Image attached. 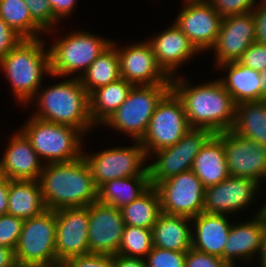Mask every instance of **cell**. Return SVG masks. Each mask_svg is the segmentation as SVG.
Returning a JSON list of instances; mask_svg holds the SVG:
<instances>
[{"mask_svg": "<svg viewBox=\"0 0 266 267\" xmlns=\"http://www.w3.org/2000/svg\"><path fill=\"white\" fill-rule=\"evenodd\" d=\"M186 252L165 250L153 246L145 258L147 267H185Z\"/></svg>", "mask_w": 266, "mask_h": 267, "instance_id": "obj_35", "label": "cell"}, {"mask_svg": "<svg viewBox=\"0 0 266 267\" xmlns=\"http://www.w3.org/2000/svg\"><path fill=\"white\" fill-rule=\"evenodd\" d=\"M0 18L23 39H38L45 32L33 20L24 0H0Z\"/></svg>", "mask_w": 266, "mask_h": 267, "instance_id": "obj_33", "label": "cell"}, {"mask_svg": "<svg viewBox=\"0 0 266 267\" xmlns=\"http://www.w3.org/2000/svg\"><path fill=\"white\" fill-rule=\"evenodd\" d=\"M15 261V250L0 246V267H14Z\"/></svg>", "mask_w": 266, "mask_h": 267, "instance_id": "obj_46", "label": "cell"}, {"mask_svg": "<svg viewBox=\"0 0 266 267\" xmlns=\"http://www.w3.org/2000/svg\"><path fill=\"white\" fill-rule=\"evenodd\" d=\"M14 267H54L53 265H46L43 263L21 262L16 260Z\"/></svg>", "mask_w": 266, "mask_h": 267, "instance_id": "obj_50", "label": "cell"}, {"mask_svg": "<svg viewBox=\"0 0 266 267\" xmlns=\"http://www.w3.org/2000/svg\"><path fill=\"white\" fill-rule=\"evenodd\" d=\"M7 180L5 172L0 165V185H2Z\"/></svg>", "mask_w": 266, "mask_h": 267, "instance_id": "obj_51", "label": "cell"}, {"mask_svg": "<svg viewBox=\"0 0 266 267\" xmlns=\"http://www.w3.org/2000/svg\"><path fill=\"white\" fill-rule=\"evenodd\" d=\"M171 90V83L133 86L125 102L103 125L126 133L140 141L155 112L157 104Z\"/></svg>", "mask_w": 266, "mask_h": 267, "instance_id": "obj_7", "label": "cell"}, {"mask_svg": "<svg viewBox=\"0 0 266 267\" xmlns=\"http://www.w3.org/2000/svg\"><path fill=\"white\" fill-rule=\"evenodd\" d=\"M131 82L123 78L99 87L89 94V111L94 125H102L125 102Z\"/></svg>", "mask_w": 266, "mask_h": 267, "instance_id": "obj_29", "label": "cell"}, {"mask_svg": "<svg viewBox=\"0 0 266 267\" xmlns=\"http://www.w3.org/2000/svg\"><path fill=\"white\" fill-rule=\"evenodd\" d=\"M222 17L253 11L256 0H206Z\"/></svg>", "mask_w": 266, "mask_h": 267, "instance_id": "obj_38", "label": "cell"}, {"mask_svg": "<svg viewBox=\"0 0 266 267\" xmlns=\"http://www.w3.org/2000/svg\"><path fill=\"white\" fill-rule=\"evenodd\" d=\"M214 133L205 128H191L176 144L153 152L155 161L148 166L151 186L192 169L194 158Z\"/></svg>", "mask_w": 266, "mask_h": 267, "instance_id": "obj_9", "label": "cell"}, {"mask_svg": "<svg viewBox=\"0 0 266 267\" xmlns=\"http://www.w3.org/2000/svg\"><path fill=\"white\" fill-rule=\"evenodd\" d=\"M23 222V219L8 213L0 215V246L15 250Z\"/></svg>", "mask_w": 266, "mask_h": 267, "instance_id": "obj_36", "label": "cell"}, {"mask_svg": "<svg viewBox=\"0 0 266 267\" xmlns=\"http://www.w3.org/2000/svg\"><path fill=\"white\" fill-rule=\"evenodd\" d=\"M45 207L38 180L8 179L7 213L23 220L42 214Z\"/></svg>", "mask_w": 266, "mask_h": 267, "instance_id": "obj_27", "label": "cell"}, {"mask_svg": "<svg viewBox=\"0 0 266 267\" xmlns=\"http://www.w3.org/2000/svg\"><path fill=\"white\" fill-rule=\"evenodd\" d=\"M38 181L48 210L85 207L97 201L98 188L83 156L70 162L44 164Z\"/></svg>", "mask_w": 266, "mask_h": 267, "instance_id": "obj_2", "label": "cell"}, {"mask_svg": "<svg viewBox=\"0 0 266 267\" xmlns=\"http://www.w3.org/2000/svg\"><path fill=\"white\" fill-rule=\"evenodd\" d=\"M29 8L33 20L45 31L54 30L58 20L54 17L53 10L48 0H24ZM54 27V28H53Z\"/></svg>", "mask_w": 266, "mask_h": 267, "instance_id": "obj_37", "label": "cell"}, {"mask_svg": "<svg viewBox=\"0 0 266 267\" xmlns=\"http://www.w3.org/2000/svg\"><path fill=\"white\" fill-rule=\"evenodd\" d=\"M20 130L13 134L0 165L9 180H39L44 164Z\"/></svg>", "mask_w": 266, "mask_h": 267, "instance_id": "obj_21", "label": "cell"}, {"mask_svg": "<svg viewBox=\"0 0 266 267\" xmlns=\"http://www.w3.org/2000/svg\"><path fill=\"white\" fill-rule=\"evenodd\" d=\"M56 211L25 219L15 248L16 260L56 267Z\"/></svg>", "mask_w": 266, "mask_h": 267, "instance_id": "obj_10", "label": "cell"}, {"mask_svg": "<svg viewBox=\"0 0 266 267\" xmlns=\"http://www.w3.org/2000/svg\"><path fill=\"white\" fill-rule=\"evenodd\" d=\"M114 267H147L145 259L114 255Z\"/></svg>", "mask_w": 266, "mask_h": 267, "instance_id": "obj_45", "label": "cell"}, {"mask_svg": "<svg viewBox=\"0 0 266 267\" xmlns=\"http://www.w3.org/2000/svg\"><path fill=\"white\" fill-rule=\"evenodd\" d=\"M88 225L87 206L56 210V267L69 258L89 253Z\"/></svg>", "mask_w": 266, "mask_h": 267, "instance_id": "obj_15", "label": "cell"}, {"mask_svg": "<svg viewBox=\"0 0 266 267\" xmlns=\"http://www.w3.org/2000/svg\"><path fill=\"white\" fill-rule=\"evenodd\" d=\"M260 187L253 179L228 176L222 182L204 190L203 212L226 215L243 210L255 201L254 197Z\"/></svg>", "mask_w": 266, "mask_h": 267, "instance_id": "obj_19", "label": "cell"}, {"mask_svg": "<svg viewBox=\"0 0 266 267\" xmlns=\"http://www.w3.org/2000/svg\"><path fill=\"white\" fill-rule=\"evenodd\" d=\"M253 10L256 22V42L266 44V0H261Z\"/></svg>", "mask_w": 266, "mask_h": 267, "instance_id": "obj_43", "label": "cell"}, {"mask_svg": "<svg viewBox=\"0 0 266 267\" xmlns=\"http://www.w3.org/2000/svg\"><path fill=\"white\" fill-rule=\"evenodd\" d=\"M238 61L253 70L264 71L266 69V44L253 42Z\"/></svg>", "mask_w": 266, "mask_h": 267, "instance_id": "obj_40", "label": "cell"}, {"mask_svg": "<svg viewBox=\"0 0 266 267\" xmlns=\"http://www.w3.org/2000/svg\"><path fill=\"white\" fill-rule=\"evenodd\" d=\"M112 40L92 35L90 32H73L50 45V70L53 77L75 75L77 78L103 53ZM80 71V72H79ZM80 73V74H79ZM79 75V76H78Z\"/></svg>", "mask_w": 266, "mask_h": 267, "instance_id": "obj_6", "label": "cell"}, {"mask_svg": "<svg viewBox=\"0 0 266 267\" xmlns=\"http://www.w3.org/2000/svg\"><path fill=\"white\" fill-rule=\"evenodd\" d=\"M118 79H120V66L115 42H112L79 77L81 85L88 94Z\"/></svg>", "mask_w": 266, "mask_h": 267, "instance_id": "obj_31", "label": "cell"}, {"mask_svg": "<svg viewBox=\"0 0 266 267\" xmlns=\"http://www.w3.org/2000/svg\"><path fill=\"white\" fill-rule=\"evenodd\" d=\"M227 216L201 212L191 218L195 227V232L192 230V248L223 259L224 246L232 226Z\"/></svg>", "mask_w": 266, "mask_h": 267, "instance_id": "obj_23", "label": "cell"}, {"mask_svg": "<svg viewBox=\"0 0 266 267\" xmlns=\"http://www.w3.org/2000/svg\"><path fill=\"white\" fill-rule=\"evenodd\" d=\"M266 99V69L261 72L260 76V100Z\"/></svg>", "mask_w": 266, "mask_h": 267, "instance_id": "obj_49", "label": "cell"}, {"mask_svg": "<svg viewBox=\"0 0 266 267\" xmlns=\"http://www.w3.org/2000/svg\"><path fill=\"white\" fill-rule=\"evenodd\" d=\"M185 267H233L222 258L193 249L186 252Z\"/></svg>", "mask_w": 266, "mask_h": 267, "instance_id": "obj_41", "label": "cell"}, {"mask_svg": "<svg viewBox=\"0 0 266 267\" xmlns=\"http://www.w3.org/2000/svg\"><path fill=\"white\" fill-rule=\"evenodd\" d=\"M125 225L152 229L161 212L160 197L151 186L136 200L120 208Z\"/></svg>", "mask_w": 266, "mask_h": 267, "instance_id": "obj_32", "label": "cell"}, {"mask_svg": "<svg viewBox=\"0 0 266 267\" xmlns=\"http://www.w3.org/2000/svg\"><path fill=\"white\" fill-rule=\"evenodd\" d=\"M48 86L36 93V108L33 116L40 120L69 125L84 134L95 126L89 111V94L79 78L73 77Z\"/></svg>", "mask_w": 266, "mask_h": 267, "instance_id": "obj_3", "label": "cell"}, {"mask_svg": "<svg viewBox=\"0 0 266 267\" xmlns=\"http://www.w3.org/2000/svg\"><path fill=\"white\" fill-rule=\"evenodd\" d=\"M154 187L162 213L193 218L203 212L205 188L192 170L158 182Z\"/></svg>", "mask_w": 266, "mask_h": 267, "instance_id": "obj_12", "label": "cell"}, {"mask_svg": "<svg viewBox=\"0 0 266 267\" xmlns=\"http://www.w3.org/2000/svg\"><path fill=\"white\" fill-rule=\"evenodd\" d=\"M151 187L148 168L138 176L116 178L97 189V201L116 208L130 204Z\"/></svg>", "mask_w": 266, "mask_h": 267, "instance_id": "obj_28", "label": "cell"}, {"mask_svg": "<svg viewBox=\"0 0 266 267\" xmlns=\"http://www.w3.org/2000/svg\"><path fill=\"white\" fill-rule=\"evenodd\" d=\"M182 11L175 20L176 26L189 38L201 53L211 50L223 17L206 0H183Z\"/></svg>", "mask_w": 266, "mask_h": 267, "instance_id": "obj_14", "label": "cell"}, {"mask_svg": "<svg viewBox=\"0 0 266 267\" xmlns=\"http://www.w3.org/2000/svg\"><path fill=\"white\" fill-rule=\"evenodd\" d=\"M221 67V68H220ZM228 71L227 76L220 78L223 86L233 98L235 104L260 101L261 72L253 70L239 61L225 62L217 66Z\"/></svg>", "mask_w": 266, "mask_h": 267, "instance_id": "obj_26", "label": "cell"}, {"mask_svg": "<svg viewBox=\"0 0 266 267\" xmlns=\"http://www.w3.org/2000/svg\"><path fill=\"white\" fill-rule=\"evenodd\" d=\"M8 211V179L0 185V215Z\"/></svg>", "mask_w": 266, "mask_h": 267, "instance_id": "obj_47", "label": "cell"}, {"mask_svg": "<svg viewBox=\"0 0 266 267\" xmlns=\"http://www.w3.org/2000/svg\"><path fill=\"white\" fill-rule=\"evenodd\" d=\"M256 41V22L253 11L223 17L214 48L216 66L238 61Z\"/></svg>", "mask_w": 266, "mask_h": 267, "instance_id": "obj_18", "label": "cell"}, {"mask_svg": "<svg viewBox=\"0 0 266 267\" xmlns=\"http://www.w3.org/2000/svg\"><path fill=\"white\" fill-rule=\"evenodd\" d=\"M152 248L151 229L125 225L118 254L145 259Z\"/></svg>", "mask_w": 266, "mask_h": 267, "instance_id": "obj_34", "label": "cell"}, {"mask_svg": "<svg viewBox=\"0 0 266 267\" xmlns=\"http://www.w3.org/2000/svg\"><path fill=\"white\" fill-rule=\"evenodd\" d=\"M202 185L214 186L229 176L222 139L213 134L194 158L191 169Z\"/></svg>", "mask_w": 266, "mask_h": 267, "instance_id": "obj_24", "label": "cell"}, {"mask_svg": "<svg viewBox=\"0 0 266 267\" xmlns=\"http://www.w3.org/2000/svg\"><path fill=\"white\" fill-rule=\"evenodd\" d=\"M231 131L266 146V99L237 104Z\"/></svg>", "mask_w": 266, "mask_h": 267, "instance_id": "obj_30", "label": "cell"}, {"mask_svg": "<svg viewBox=\"0 0 266 267\" xmlns=\"http://www.w3.org/2000/svg\"><path fill=\"white\" fill-rule=\"evenodd\" d=\"M148 39L156 57V62L170 77H176V71L183 62H187L199 51L189 38L176 26L163 29L157 36Z\"/></svg>", "mask_w": 266, "mask_h": 267, "instance_id": "obj_20", "label": "cell"}, {"mask_svg": "<svg viewBox=\"0 0 266 267\" xmlns=\"http://www.w3.org/2000/svg\"><path fill=\"white\" fill-rule=\"evenodd\" d=\"M44 44L41 38L23 39L0 60V69L9 79L16 100L22 105L33 101L44 74L51 75L49 51Z\"/></svg>", "mask_w": 266, "mask_h": 267, "instance_id": "obj_4", "label": "cell"}, {"mask_svg": "<svg viewBox=\"0 0 266 267\" xmlns=\"http://www.w3.org/2000/svg\"><path fill=\"white\" fill-rule=\"evenodd\" d=\"M89 211V253L118 254L125 227L119 208L95 201L87 206Z\"/></svg>", "mask_w": 266, "mask_h": 267, "instance_id": "obj_16", "label": "cell"}, {"mask_svg": "<svg viewBox=\"0 0 266 267\" xmlns=\"http://www.w3.org/2000/svg\"><path fill=\"white\" fill-rule=\"evenodd\" d=\"M53 10L54 17L61 20L69 16L74 11L77 0H48Z\"/></svg>", "mask_w": 266, "mask_h": 267, "instance_id": "obj_44", "label": "cell"}, {"mask_svg": "<svg viewBox=\"0 0 266 267\" xmlns=\"http://www.w3.org/2000/svg\"><path fill=\"white\" fill-rule=\"evenodd\" d=\"M60 267H114V256L88 253L69 258Z\"/></svg>", "mask_w": 266, "mask_h": 267, "instance_id": "obj_39", "label": "cell"}, {"mask_svg": "<svg viewBox=\"0 0 266 267\" xmlns=\"http://www.w3.org/2000/svg\"><path fill=\"white\" fill-rule=\"evenodd\" d=\"M23 38L0 18V60L3 59Z\"/></svg>", "mask_w": 266, "mask_h": 267, "instance_id": "obj_42", "label": "cell"}, {"mask_svg": "<svg viewBox=\"0 0 266 267\" xmlns=\"http://www.w3.org/2000/svg\"><path fill=\"white\" fill-rule=\"evenodd\" d=\"M216 134L223 142L229 176L253 179L261 185L266 179V146L231 130Z\"/></svg>", "mask_w": 266, "mask_h": 267, "instance_id": "obj_13", "label": "cell"}, {"mask_svg": "<svg viewBox=\"0 0 266 267\" xmlns=\"http://www.w3.org/2000/svg\"><path fill=\"white\" fill-rule=\"evenodd\" d=\"M190 129L182 101L170 90L157 104L140 143L149 158L153 152L176 144Z\"/></svg>", "mask_w": 266, "mask_h": 267, "instance_id": "obj_8", "label": "cell"}, {"mask_svg": "<svg viewBox=\"0 0 266 267\" xmlns=\"http://www.w3.org/2000/svg\"><path fill=\"white\" fill-rule=\"evenodd\" d=\"M119 48L117 46L120 78L134 86L171 83V78L156 62L153 49L147 40Z\"/></svg>", "mask_w": 266, "mask_h": 267, "instance_id": "obj_17", "label": "cell"}, {"mask_svg": "<svg viewBox=\"0 0 266 267\" xmlns=\"http://www.w3.org/2000/svg\"><path fill=\"white\" fill-rule=\"evenodd\" d=\"M183 79L171 78V90L182 101L190 127L205 128L214 134L231 130L236 104L222 82L218 79L191 86Z\"/></svg>", "mask_w": 266, "mask_h": 267, "instance_id": "obj_1", "label": "cell"}, {"mask_svg": "<svg viewBox=\"0 0 266 267\" xmlns=\"http://www.w3.org/2000/svg\"><path fill=\"white\" fill-rule=\"evenodd\" d=\"M31 142L39 158L46 163L70 162L83 156V132L69 125L30 117L20 129Z\"/></svg>", "mask_w": 266, "mask_h": 267, "instance_id": "obj_5", "label": "cell"}, {"mask_svg": "<svg viewBox=\"0 0 266 267\" xmlns=\"http://www.w3.org/2000/svg\"><path fill=\"white\" fill-rule=\"evenodd\" d=\"M264 209H259L251 221L233 224L229 231V236L224 246L223 260L230 263L233 267L238 260L250 261L257 254L258 257L264 230ZM255 217V218H254Z\"/></svg>", "mask_w": 266, "mask_h": 267, "instance_id": "obj_22", "label": "cell"}, {"mask_svg": "<svg viewBox=\"0 0 266 267\" xmlns=\"http://www.w3.org/2000/svg\"><path fill=\"white\" fill-rule=\"evenodd\" d=\"M134 144L107 148L93 155L84 152L83 157L97 188L112 179L141 175L148 168L144 164L148 158L140 141H135Z\"/></svg>", "mask_w": 266, "mask_h": 267, "instance_id": "obj_11", "label": "cell"}, {"mask_svg": "<svg viewBox=\"0 0 266 267\" xmlns=\"http://www.w3.org/2000/svg\"><path fill=\"white\" fill-rule=\"evenodd\" d=\"M260 267H266V211H264V230L262 234V244L259 253Z\"/></svg>", "mask_w": 266, "mask_h": 267, "instance_id": "obj_48", "label": "cell"}, {"mask_svg": "<svg viewBox=\"0 0 266 267\" xmlns=\"http://www.w3.org/2000/svg\"><path fill=\"white\" fill-rule=\"evenodd\" d=\"M191 223L189 217L161 213L151 229L153 246L187 252L192 247Z\"/></svg>", "mask_w": 266, "mask_h": 267, "instance_id": "obj_25", "label": "cell"}]
</instances>
